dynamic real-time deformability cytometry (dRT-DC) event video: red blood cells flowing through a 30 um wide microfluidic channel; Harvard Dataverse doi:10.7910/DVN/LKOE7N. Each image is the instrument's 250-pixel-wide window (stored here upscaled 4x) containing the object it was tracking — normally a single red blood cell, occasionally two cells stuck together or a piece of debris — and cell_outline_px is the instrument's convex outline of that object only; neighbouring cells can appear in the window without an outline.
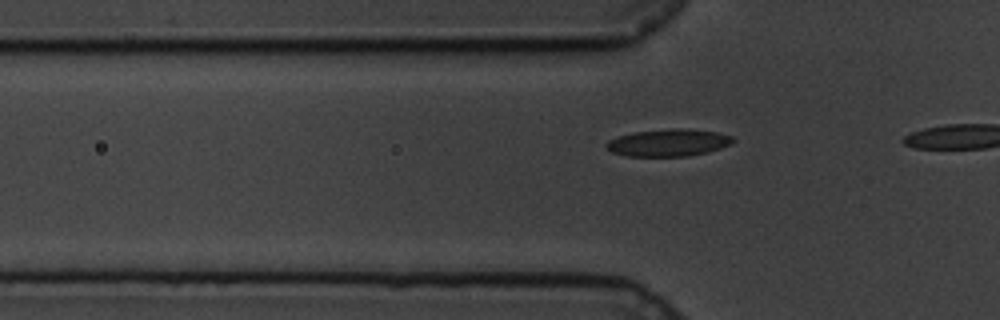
{"species": "common noctule bat (a hibernating species)", "species_latin": "Nyctalus noctula", "temperature_condition": "cold", "stored_images_in_passage": 16, "camera_frame_rate_fps": 3000, "um_per_image_px": 0.085, "animal": {"sex": "male", "body_mass_g": 19.5, "forearm_length_mm": 54.6}, "frame": {"image": 1, "passage_image": 14, "time_ms": 4.333, "image_size_px": [1000, 320], "cell_outline_px": [[736, 140], [732, 144], [708, 152], [688, 156], [628, 156], [612, 152], [604, 148], [604, 144], [608, 140], [616, 136], [632, 132], [672, 128], [688, 128], [716, 132], [732, 136]], "centroid_in_image_um": [56.79, 12.12], "position_along_channel_um": 69.0, "area_um2": 20.4}}